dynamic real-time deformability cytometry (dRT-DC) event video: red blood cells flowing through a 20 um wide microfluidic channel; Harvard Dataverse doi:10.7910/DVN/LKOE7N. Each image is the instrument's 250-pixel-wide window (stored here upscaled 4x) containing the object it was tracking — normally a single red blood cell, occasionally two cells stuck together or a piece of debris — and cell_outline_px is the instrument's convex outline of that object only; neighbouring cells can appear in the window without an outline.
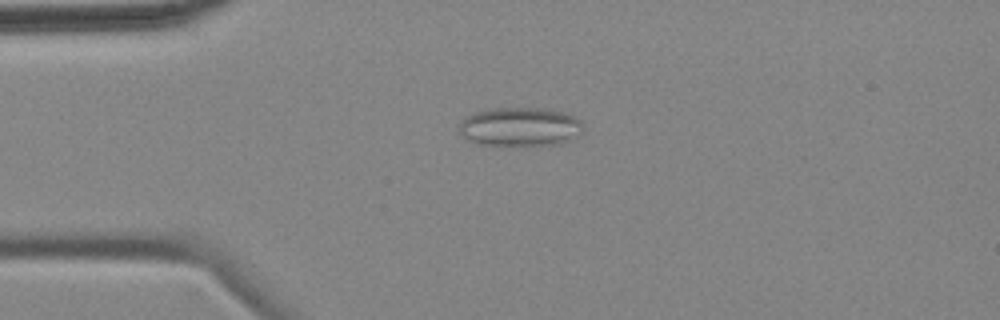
{"species": "common noctule bat (a hibernating species)", "species_latin": "Nyctalus noctula", "temperature_condition": "cold", "stored_images_in_passage": 6, "camera_frame_rate_fps": 3000, "um_per_image_px": 0.085, "animal": {"sex": "female", "body_mass_g": 18.4}, "frame": {"image": 1, "passage_image": 4, "time_ms": 3.667, "image_size_px": [1000, 320], "cell_outline_px": [[584, 132], [560, 144], [476, 144], [468, 140], [460, 132], [460, 124], [464, 116], [472, 112], [496, 108], [540, 108], [560, 112], [572, 116], [580, 120], [584, 124]], "centroid_in_image_um": [44.2, 10.76], "position_along_channel_um": 40.8, "area_um2": 27.8}}